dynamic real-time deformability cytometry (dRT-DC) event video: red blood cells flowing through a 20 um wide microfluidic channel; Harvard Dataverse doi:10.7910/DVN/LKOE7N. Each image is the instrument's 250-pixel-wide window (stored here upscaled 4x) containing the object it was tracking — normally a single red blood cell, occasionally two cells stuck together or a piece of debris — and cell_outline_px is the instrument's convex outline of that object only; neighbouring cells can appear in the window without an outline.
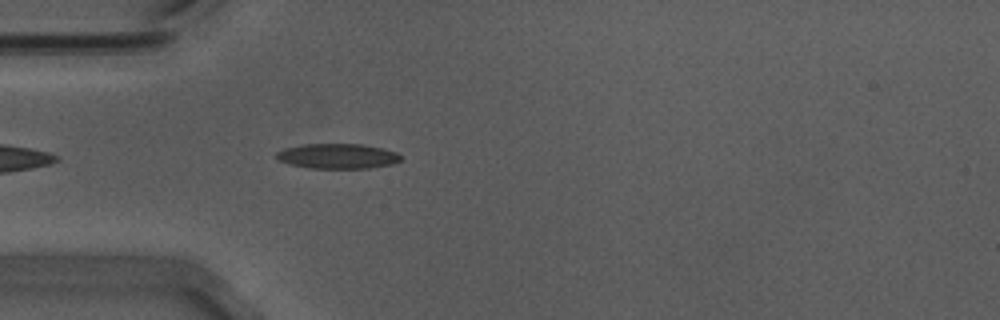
{"species": "Egyptian fruit bat (a non-hibernating species)", "species_latin": "Rousettus aegyptiacus", "temperature_condition": "warm", "stored_images_in_passage": 43, "camera_frame_rate_fps": 3000, "um_per_image_px": 0.085, "animal": {"sex": "male"}, "frame": {"image": 1, "passage_image": 4, "time_ms": 1.0, "image_size_px": [1000, 320], "cell_outline_px": [[400, 160], [392, 164], [368, 168], [308, 168], [288, 164], [280, 160], [276, 156], [276, 152], [284, 148], [304, 144], [360, 144], [380, 148], [396, 152], [400, 156]], "centroid_in_image_um": [28.65, 13.27], "position_along_channel_um": 56.3, "area_um2": 17.98}}
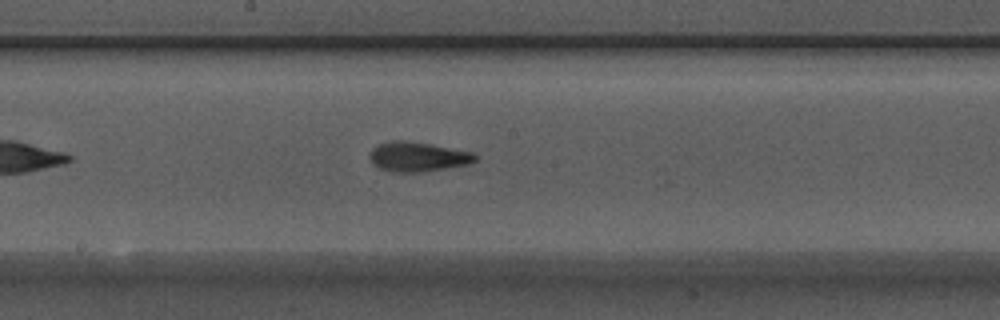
{"frame": {"image": 2, "passage_image": 17, "time_ms": 5.333, "image_size_px": [1000, 320], "cell_outline_px": [[480, 156], [476, 160], [468, 164], [420, 172], [392, 172], [380, 168], [372, 164], [368, 156], [372, 148], [376, 144], [392, 140], [404, 140], [432, 144], [472, 152]], "centroid_in_image_um": [35.47, 13.31], "position_along_channel_um": 212.7, "area_um2": 18.38}}
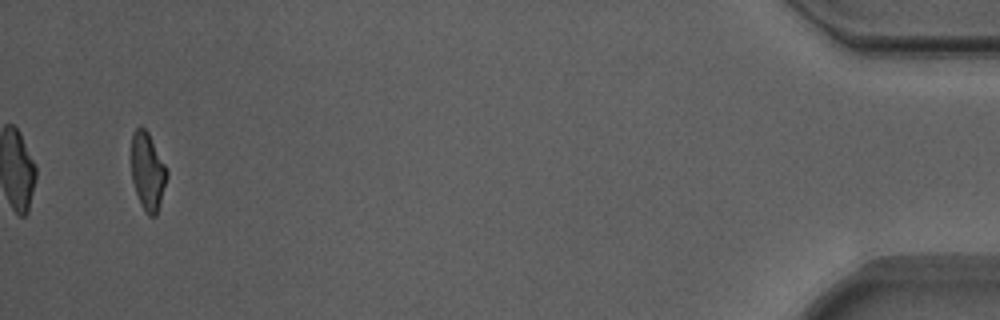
{"frame": {"image": 3, "passage_image": 41, "time_ms": 13.333, "image_size_px": [1000, 320], "cell_outline_px": [[168, 176], [156, 216], [148, 216], [144, 212], [140, 204], [132, 180], [132, 132], [136, 128], [144, 128], [148, 132], [168, 172]], "centroid_in_image_um": [12.55, 14.61], "position_along_channel_um": 422.7, "area_um2": 15.9}, "authors_computed_cell_mechanics": {"area_um2": 17.5712, "velocity_mm_per_s": 3.7184, "shape_relaxation_time_tau1_ms": 4.5403, "shape_relaxation_time_tau2_ms": 2.1162, "deformation_change_tau1": 0.1901, "deformation_change_tau2": 0.0821}}